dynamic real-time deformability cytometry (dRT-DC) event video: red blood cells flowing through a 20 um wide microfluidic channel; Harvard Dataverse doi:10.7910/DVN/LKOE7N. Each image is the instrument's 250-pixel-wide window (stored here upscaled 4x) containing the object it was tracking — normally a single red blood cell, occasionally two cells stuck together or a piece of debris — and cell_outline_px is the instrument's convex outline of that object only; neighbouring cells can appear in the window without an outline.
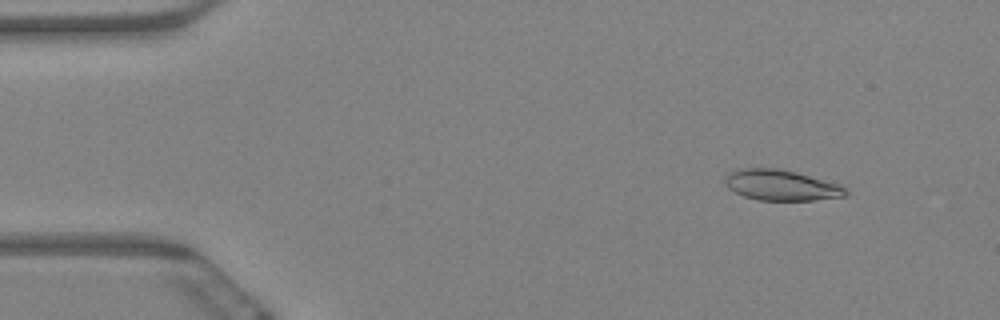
{"species": "Egyptian fruit bat (a non-hibernating species)", "species_latin": "Rousettus aegyptiacus", "temperature_condition": "warm", "stored_images_in_passage": 63, "camera_frame_rate_fps": 3000, "um_per_image_px": 0.085, "animal": {"sex": "female"}, "frame": {"image": 1, "passage_image": 7, "time_ms": 2.0, "image_size_px": [1000, 320], "cell_outline_px": [[848, 196], [812, 200], [760, 200], [744, 196], [728, 188], [724, 184], [724, 176], [740, 168], [776, 168], [796, 172], [840, 184], [848, 188]], "centroid_in_image_um": [66.43, 15.74], "position_along_channel_um": 18.6, "area_um2": 21.62}}
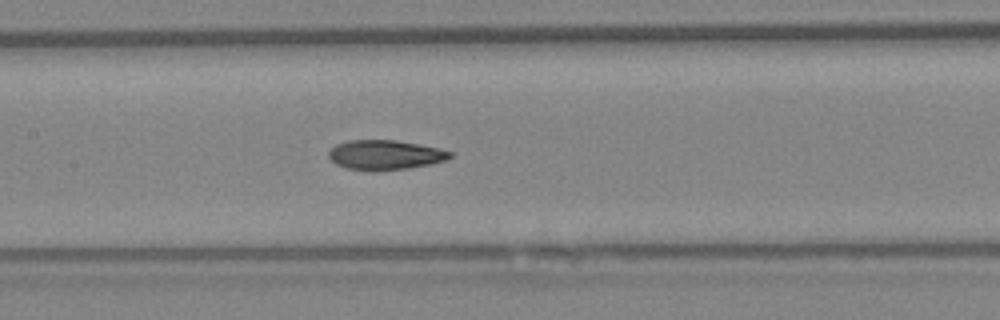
{"frame": {"image": 2, "passage_image": 30, "time_ms": 9.667, "image_size_px": [1000, 320], "cell_outline_px": [[452, 156], [444, 160], [432, 164], [408, 168], [372, 172], [344, 168], [336, 164], [328, 156], [328, 152], [336, 144], [348, 140], [396, 140], [436, 148], [452, 152]], "centroid_in_image_um": [32.68, 13.18], "position_along_channel_um": 174.7, "area_um2": 21.04}}
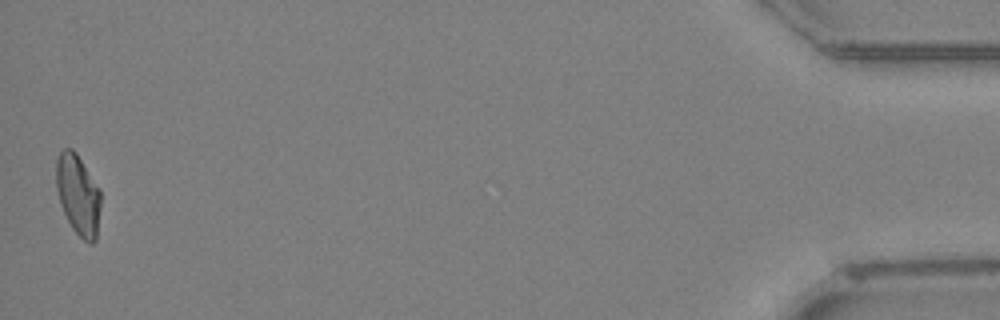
{"frame": {"image": 3, "passage_image": 62, "time_ms": 20.333, "image_size_px": [1000, 320], "cell_outline_px": [[100, 208], [96, 240], [92, 244], [88, 244], [72, 228], [60, 204], [56, 188], [56, 160], [60, 152], [64, 148], [72, 148], [76, 152], [100, 188]], "centroid_in_image_um": [6.64, 16.54], "position_along_channel_um": 428.6, "area_um2": 20.98}, "authors_computed_cell_mechanics": {"area_um2": 21.3282, "velocity_mm_per_s": 3.2682, "shape_relaxation_time_tau1_ms": null, "shape_relaxation_time_tau2_ms": 3.2892, "deformation_change_tau1": null, "deformation_change_tau2": 0.0955}}